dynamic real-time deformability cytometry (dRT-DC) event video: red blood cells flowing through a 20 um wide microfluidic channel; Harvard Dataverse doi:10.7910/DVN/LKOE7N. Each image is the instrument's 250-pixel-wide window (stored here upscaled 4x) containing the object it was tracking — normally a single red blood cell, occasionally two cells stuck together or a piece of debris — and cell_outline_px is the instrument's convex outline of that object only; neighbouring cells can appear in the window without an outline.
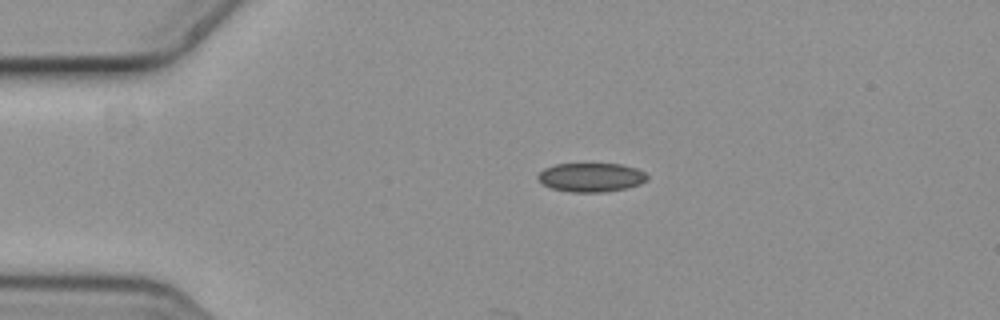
{"species": "common noctule bat (a hibernating species)", "species_latin": "Nyctalus noctula", "temperature_condition": "cold", "stored_images_in_passage": 5, "camera_frame_rate_fps": 3000, "um_per_image_px": 0.085, "animal": {"sex": "female", "body_mass_g": 19.3, "forearm_length_mm": 54.1}, "frame": {"image": 1, "passage_image": 2, "time_ms": 0.333, "image_size_px": [1000, 320], "cell_outline_px": [[648, 180], [640, 184], [624, 188], [600, 192], [572, 192], [552, 188], [544, 184], [536, 176], [544, 168], [556, 164], [620, 164], [636, 168], [644, 172], [648, 176]], "centroid_in_image_um": [50.25, 15.06], "position_along_channel_um": 34.7, "area_um2": 18.21}}
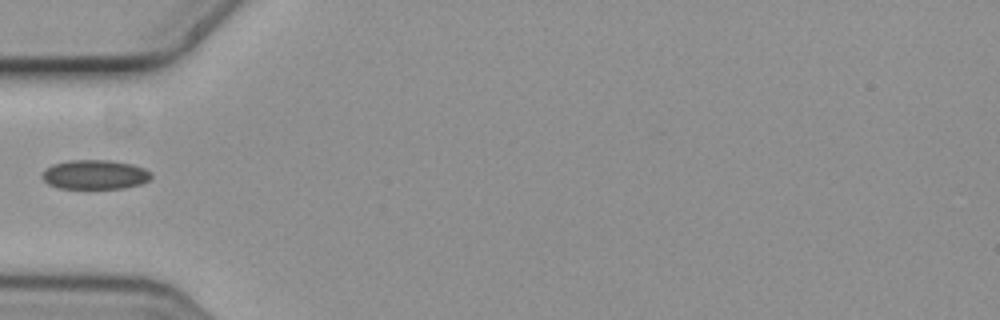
{"frame": {"image": 2, "passage_image": 4, "time_ms": 1.0, "image_size_px": [1000, 320], "cell_outline_px": [[152, 176], [148, 180], [140, 184], [124, 188], [60, 188], [48, 184], [40, 176], [52, 164], [68, 160], [112, 160], [132, 164], [144, 168]], "centroid_in_image_um": [8.05, 14.83], "position_along_channel_um": 76.9, "area_um2": 18.55}}
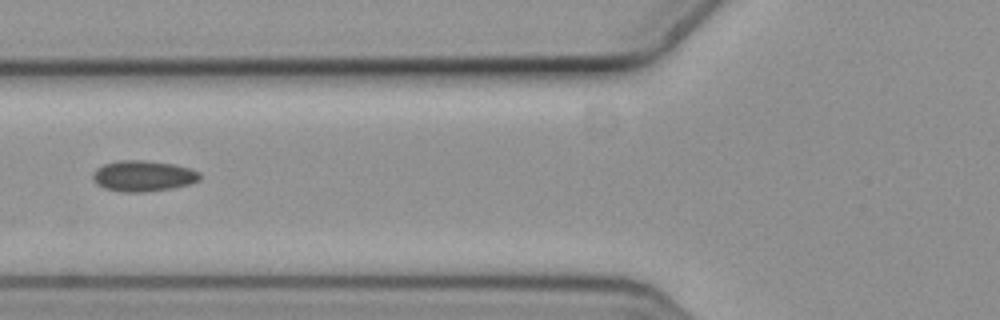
{"frame": {"image": 3, "passage_image": 5, "time_ms": 1.333, "image_size_px": [1000, 320], "cell_outline_px": [[200, 180], [188, 184], [172, 188], [144, 192], [124, 192], [104, 188], [96, 184], [92, 180], [92, 172], [96, 168], [104, 164], [116, 160], [144, 160], [176, 164], [192, 168], [200, 172]], "centroid_in_image_um": [12.15, 14.94], "position_along_channel_um": 113.6, "area_um2": 19.54}}